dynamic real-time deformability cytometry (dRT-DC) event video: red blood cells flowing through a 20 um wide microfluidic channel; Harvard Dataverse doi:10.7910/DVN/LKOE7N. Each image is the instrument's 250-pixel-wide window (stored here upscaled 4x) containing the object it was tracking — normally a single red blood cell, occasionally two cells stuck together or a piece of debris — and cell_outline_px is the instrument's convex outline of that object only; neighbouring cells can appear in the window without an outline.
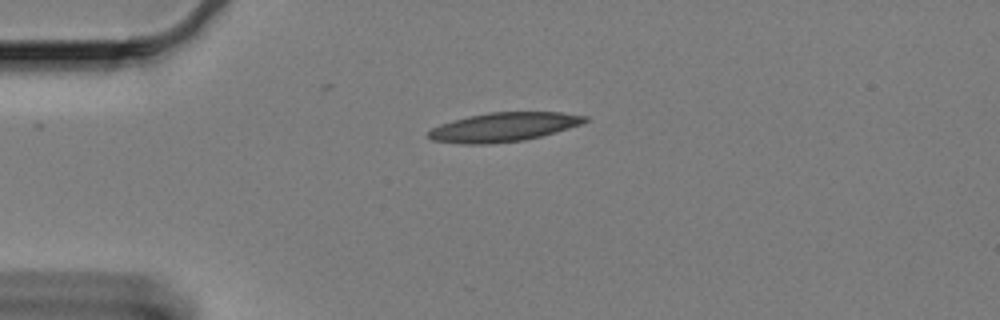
{"species": "Egyptian fruit bat (a non-hibernating species)", "species_latin": "Rousettus aegyptiacus", "temperature_condition": "cold", "stored_images_in_passage": 48, "camera_frame_rate_fps": 3000, "um_per_image_px": 0.085, "animal": {"sex": "female"}, "frame": {"image": 1, "passage_image": 1, "time_ms": 0.0, "image_size_px": [1000, 320], "cell_outline_px": [[588, 120], [580, 124], [568, 128], [540, 136], [524, 140], [492, 144], [464, 144], [432, 140], [428, 136], [428, 132], [432, 128], [440, 124], [468, 116], [488, 112], [560, 112], [588, 116]], "centroid_in_image_um": [42.79, 10.8], "position_along_channel_um": 42.2, "area_um2": 26.3}}
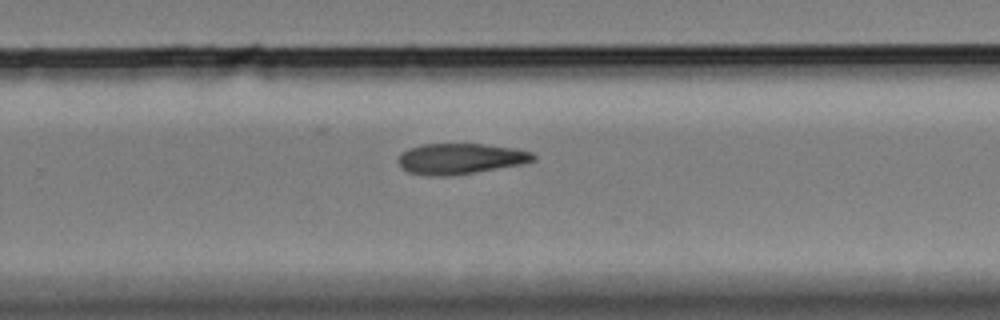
{"frame": {"image": 2, "passage_image": 26, "time_ms": 8.333, "image_size_px": [1000, 320], "cell_outline_px": [[536, 160], [524, 164], [452, 176], [428, 176], [408, 172], [400, 168], [396, 160], [400, 152], [408, 148], [424, 144], [484, 144], [516, 148], [532, 152], [536, 156]], "centroid_in_image_um": [39.11, 13.5], "position_along_channel_um": 290.7, "area_um2": 24.68}}
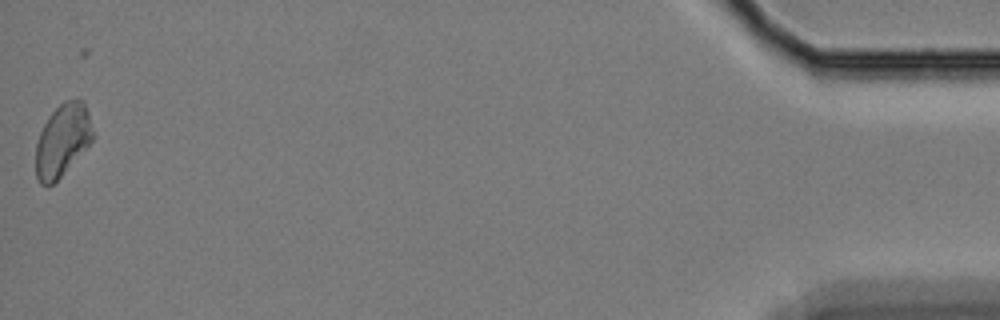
{"frame": {"image": 3, "passage_image": 47, "time_ms": 15.333, "image_size_px": [1000, 320], "cell_outline_px": [[92, 140], [60, 176], [48, 188], [40, 184], [36, 176], [36, 144], [40, 132], [48, 116], [64, 100], [76, 96], [84, 104], [88, 112], [92, 132]], "centroid_in_image_um": [5.27, 11.9], "position_along_channel_um": 429.9, "area_um2": 23.7}}